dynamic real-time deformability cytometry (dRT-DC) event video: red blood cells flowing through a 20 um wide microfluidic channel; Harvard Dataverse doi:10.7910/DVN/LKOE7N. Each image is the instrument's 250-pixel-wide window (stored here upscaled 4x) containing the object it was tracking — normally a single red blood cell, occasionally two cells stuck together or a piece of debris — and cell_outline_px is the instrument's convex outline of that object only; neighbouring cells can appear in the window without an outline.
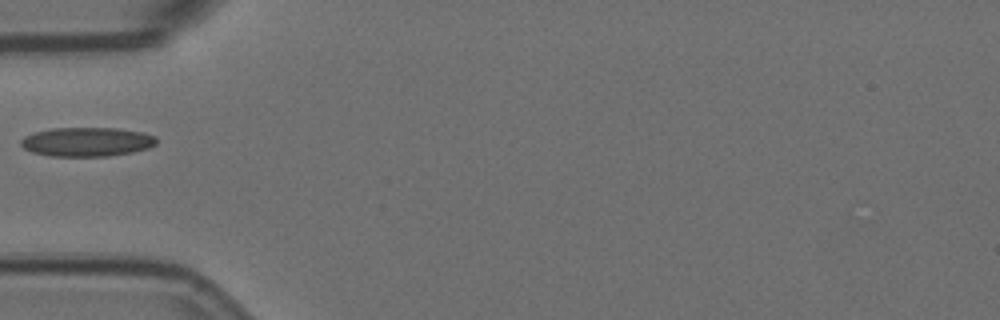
{"species": "Egyptian fruit bat (a non-hibernating species)", "species_latin": "Rousettus aegyptiacus", "temperature_condition": "room temperature", "stored_images_in_passage": 5, "camera_frame_rate_fps": 3000, "um_per_image_px": 0.085, "animal": {"sex": "female"}, "frame": {"image": 1, "passage_image": 5, "time_ms": 1.333, "image_size_px": [1000, 320], "cell_outline_px": [[156, 144], [148, 148], [132, 152], [108, 156], [48, 156], [32, 152], [24, 148], [20, 144], [20, 140], [24, 136], [36, 132], [52, 128], [116, 128], [140, 132], [156, 136]], "centroid_in_image_um": [7.36, 12.06], "position_along_channel_um": 77.6, "area_um2": 22.95}}